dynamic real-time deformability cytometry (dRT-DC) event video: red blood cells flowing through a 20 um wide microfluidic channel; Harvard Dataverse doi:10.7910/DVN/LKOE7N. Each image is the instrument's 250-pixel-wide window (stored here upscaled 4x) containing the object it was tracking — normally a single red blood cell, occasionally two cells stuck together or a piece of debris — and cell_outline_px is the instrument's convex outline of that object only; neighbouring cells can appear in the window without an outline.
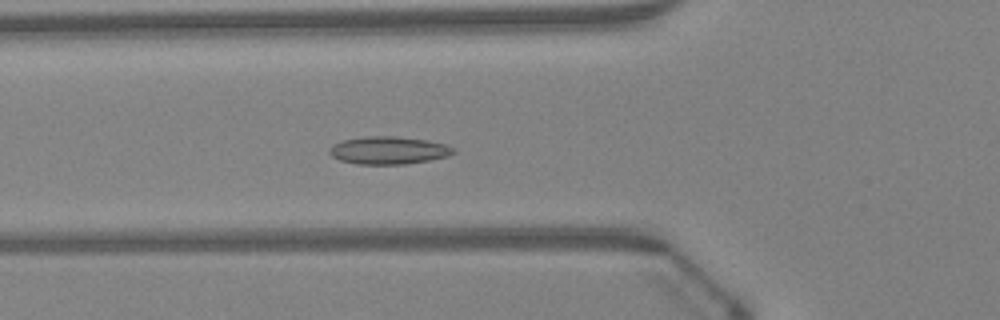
{"species": "Egyptian fruit bat (a non-hibernating species)", "species_latin": "Rousettus aegyptiacus", "temperature_condition": "warm", "stored_images_in_passage": 38, "camera_frame_rate_fps": 3000, "um_per_image_px": 0.085, "animal": {"sex": "female"}, "frame": {"image": 1, "passage_image": 8, "time_ms": 2.333, "image_size_px": [1000, 320], "cell_outline_px": [[456, 152], [448, 156], [428, 160], [404, 164], [356, 164], [340, 160], [332, 156], [328, 152], [328, 148], [332, 144], [344, 140], [368, 136], [396, 136], [428, 140], [444, 144], [456, 148]], "centroid_in_image_um": [33.02, 12.77], "position_along_channel_um": 92.8, "area_um2": 20.06}}
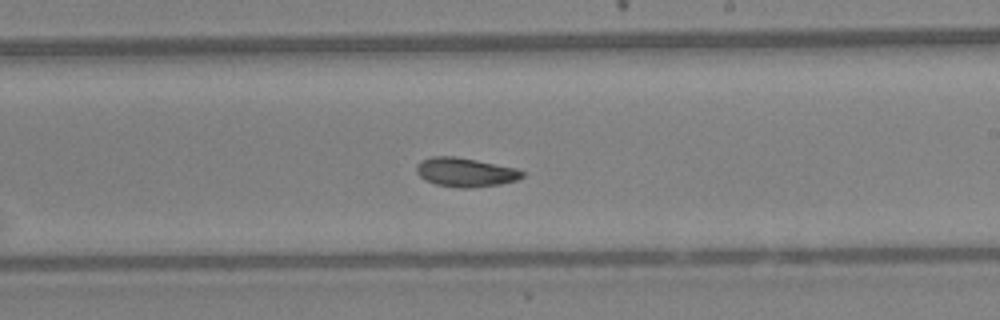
{"frame": {"image": 2, "passage_image": 19, "time_ms": 6.0, "image_size_px": [1000, 320], "cell_outline_px": [[524, 176], [516, 180], [500, 184], [472, 188], [460, 188], [436, 184], [424, 180], [416, 172], [416, 164], [420, 160], [432, 156], [456, 156], [516, 168], [524, 172]], "centroid_in_image_um": [39.52, 14.64], "position_along_channel_um": 249.5, "area_um2": 17.98}}
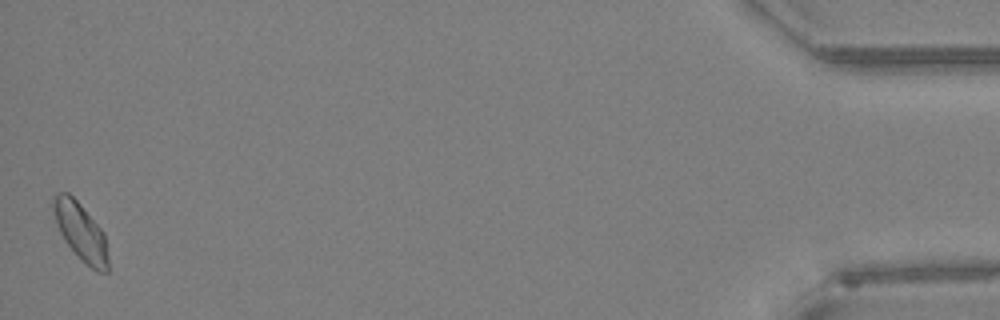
{"frame": {"image": 3, "passage_image": 38, "time_ms": 12.333, "image_size_px": [1000, 320], "cell_outline_px": [[108, 272], [96, 272], [64, 240], [56, 224], [52, 204], [52, 196], [60, 192], [68, 192], [80, 204], [104, 232], [108, 256]], "centroid_in_image_um": [6.86, 19.66], "position_along_channel_um": 428.3, "area_um2": 18.03}, "authors_computed_cell_mechanics": {"area_um2": 17.6868, "velocity_mm_per_s": 4.287, "shape_relaxation_time_tau1_ms": null, "shape_relaxation_time_tau2_ms": 3.2371, "deformation_change_tau1": null, "deformation_change_tau2": 0.0642}}